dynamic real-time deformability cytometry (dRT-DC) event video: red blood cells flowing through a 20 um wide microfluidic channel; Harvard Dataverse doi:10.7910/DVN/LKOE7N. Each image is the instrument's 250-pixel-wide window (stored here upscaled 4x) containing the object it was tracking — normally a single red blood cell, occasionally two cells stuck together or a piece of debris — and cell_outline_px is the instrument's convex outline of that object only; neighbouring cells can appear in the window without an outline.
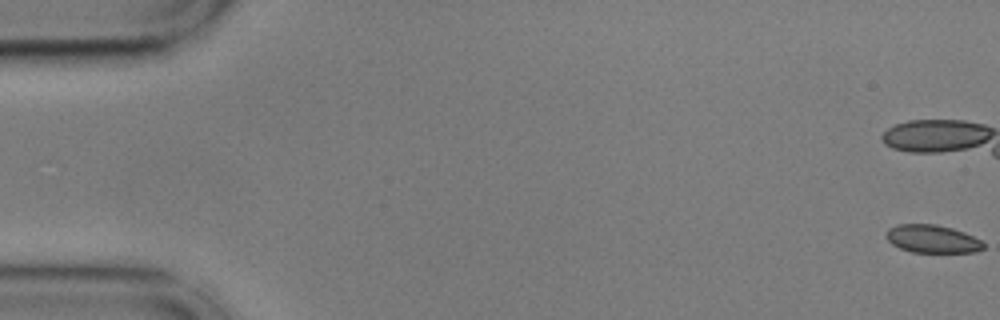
{"species": "common noctule bat (a hibernating species)", "species_latin": "Nyctalus noctula", "temperature_condition": "cold", "stored_images_in_passage": 15, "camera_frame_rate_fps": 3000, "um_per_image_px": 0.085, "animal": {"sex": "male", "body_mass_g": 17.9, "forearm_length_mm": 54.2}, "frame": {"image": 1, "passage_image": 1, "time_ms": 0.0, "image_size_px": [1000, 320], "cell_outline_px": [[984, 248], [976, 252], [912, 252], [900, 248], [892, 244], [884, 236], [884, 232], [888, 228], [896, 224], [936, 224], [952, 228], [964, 232], [980, 240], [984, 244]], "centroid_in_image_um": [79.2, 20.3], "position_along_channel_um": 5.8, "area_um2": 15.95}}